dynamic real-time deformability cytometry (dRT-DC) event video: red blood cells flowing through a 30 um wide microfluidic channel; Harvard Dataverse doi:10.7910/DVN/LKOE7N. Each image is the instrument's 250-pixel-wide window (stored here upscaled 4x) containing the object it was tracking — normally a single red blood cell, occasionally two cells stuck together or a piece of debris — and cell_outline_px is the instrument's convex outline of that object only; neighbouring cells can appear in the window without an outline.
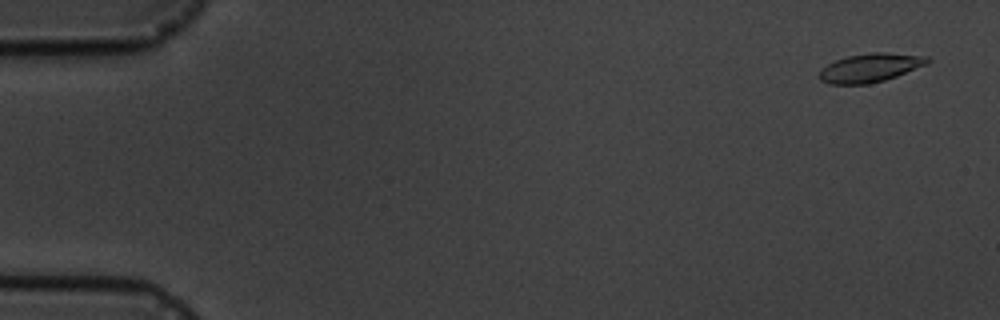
{"species": "common noctule bat (a hibernating species)", "species_latin": "Nyctalus noctula", "temperature_condition": "cold", "stored_images_in_passage": 4, "camera_frame_rate_fps": 3000, "um_per_image_px": 0.085, "animal": {"sex": "male", "body_mass_g": 19.5, "forearm_length_mm": 54.6}, "frame": {"image": 1, "passage_image": 1, "time_ms": 0.0, "image_size_px": [1000, 320], "cell_outline_px": [[932, 60], [928, 64], [896, 76], [884, 80], [868, 84], [828, 84], [820, 80], [820, 68], [836, 60], [848, 56], [872, 52], [884, 52], [928, 56]], "centroid_in_image_um": [73.99, 5.75], "position_along_channel_um": 11.0, "area_um2": 18.09}}